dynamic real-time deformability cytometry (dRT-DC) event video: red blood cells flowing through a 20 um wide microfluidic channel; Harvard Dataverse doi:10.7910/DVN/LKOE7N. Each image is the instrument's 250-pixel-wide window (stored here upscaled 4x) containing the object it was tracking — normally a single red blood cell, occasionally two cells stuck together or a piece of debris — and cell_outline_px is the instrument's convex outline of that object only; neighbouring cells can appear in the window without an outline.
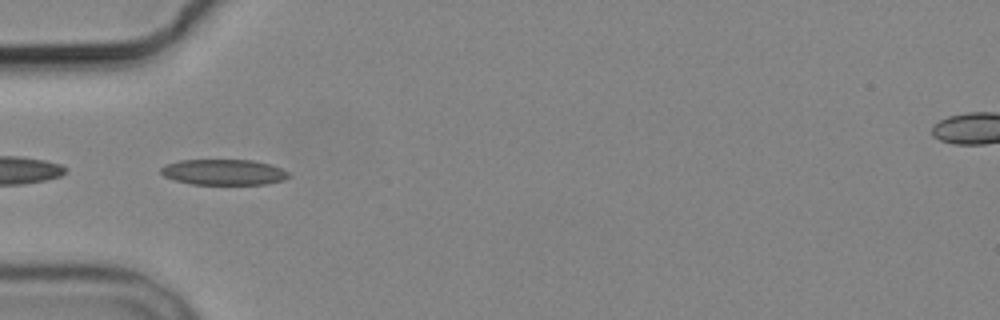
{"species": "common noctule bat (a hibernating species)", "species_latin": "Nyctalus noctula", "temperature_condition": "cold", "stored_images_in_passage": 5, "camera_frame_rate_fps": 3000, "um_per_image_px": 0.085, "animal": {"sex": "male", "body_mass_g": 19.2, "forearm_length_mm": 51.8}, "frame": {"image": 1, "passage_image": 4, "time_ms": 3.667, "image_size_px": [1000, 320], "cell_outline_px": [[288, 176], [284, 180], [268, 184], [192, 184], [176, 180], [164, 176], [160, 172], [160, 168], [164, 164], [180, 160], [252, 160], [272, 164], [288, 172]], "centroid_in_image_um": [19.0, 14.62], "position_along_channel_um": 66.0, "area_um2": 19.13}}
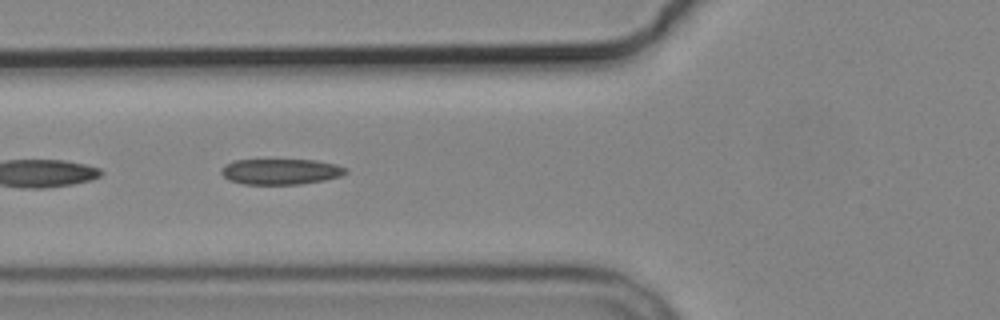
{"frame": {"image": 2, "passage_image": 5, "time_ms": 4.667, "image_size_px": [1000, 320], "cell_outline_px": [[348, 172], [340, 176], [324, 180], [300, 184], [244, 184], [228, 180], [220, 172], [220, 168], [224, 164], [232, 160], [316, 160], [336, 164], [348, 168]], "centroid_in_image_um": [23.84, 14.58], "position_along_channel_um": 102.0, "area_um2": 18.79}}